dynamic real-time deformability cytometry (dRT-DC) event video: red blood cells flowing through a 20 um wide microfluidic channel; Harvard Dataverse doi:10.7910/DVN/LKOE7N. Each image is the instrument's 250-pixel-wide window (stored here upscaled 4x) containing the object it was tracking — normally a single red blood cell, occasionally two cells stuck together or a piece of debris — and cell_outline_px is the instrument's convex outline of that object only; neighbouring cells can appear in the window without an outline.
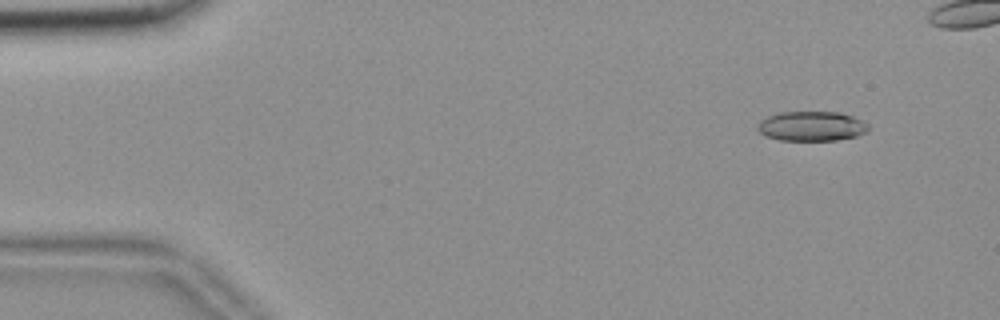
{"species": "common noctule bat (a hibernating species)", "species_latin": "Nyctalus noctula", "temperature_condition": "room temperature", "stored_images_in_passage": 45, "camera_frame_rate_fps": 3000, "um_per_image_px": 0.085, "animal": {"sex": "female", "body_mass_g": 18.4}, "frame": {"image": 1, "passage_image": 1, "time_ms": 0.0, "image_size_px": [1000, 320], "cell_outline_px": [[868, 132], [856, 136], [836, 140], [780, 140], [764, 136], [756, 128], [756, 124], [760, 120], [768, 116], [780, 112], [840, 112], [852, 116], [868, 124]], "centroid_in_image_um": [68.95, 10.72], "position_along_channel_um": 16.0, "area_um2": 19.25}}
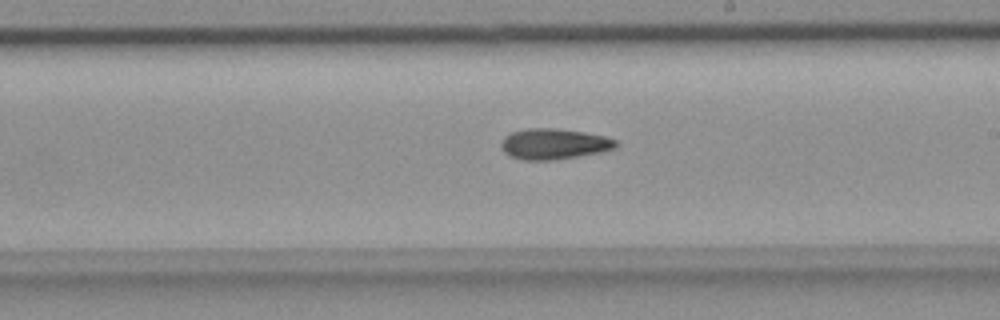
{"frame": {"image": 2, "passage_image": 28, "time_ms": 9.0, "image_size_px": [1000, 320], "cell_outline_px": [[620, 144], [616, 148], [600, 152], [552, 160], [524, 160], [512, 156], [504, 152], [500, 144], [504, 136], [512, 132], [528, 128], [556, 128], [584, 132], [604, 136], [616, 140]], "centroid_in_image_um": [47.09, 12.22], "position_along_channel_um": 241.9, "area_um2": 20.46}}
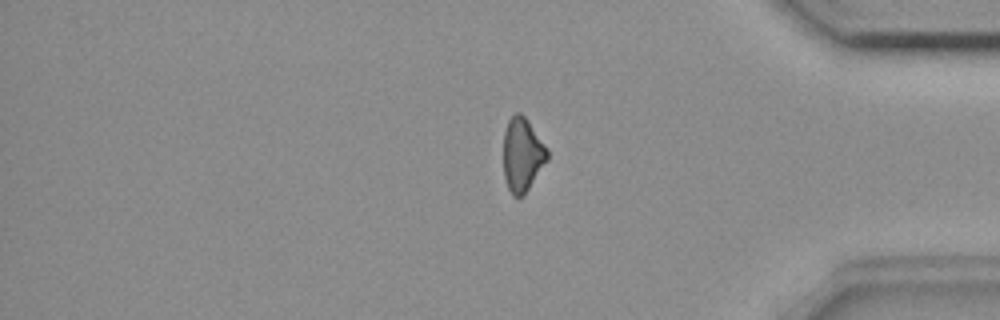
{"frame": {"image": 3, "passage_image": 42, "time_ms": 13.667, "image_size_px": [1000, 320], "cell_outline_px": [[548, 160], [524, 196], [512, 196], [508, 188], [504, 176], [504, 132], [508, 120], [516, 112], [520, 112], [528, 120], [548, 148]], "centroid_in_image_um": [44.41, 13.15], "position_along_channel_um": 390.8, "area_um2": 19.02}}